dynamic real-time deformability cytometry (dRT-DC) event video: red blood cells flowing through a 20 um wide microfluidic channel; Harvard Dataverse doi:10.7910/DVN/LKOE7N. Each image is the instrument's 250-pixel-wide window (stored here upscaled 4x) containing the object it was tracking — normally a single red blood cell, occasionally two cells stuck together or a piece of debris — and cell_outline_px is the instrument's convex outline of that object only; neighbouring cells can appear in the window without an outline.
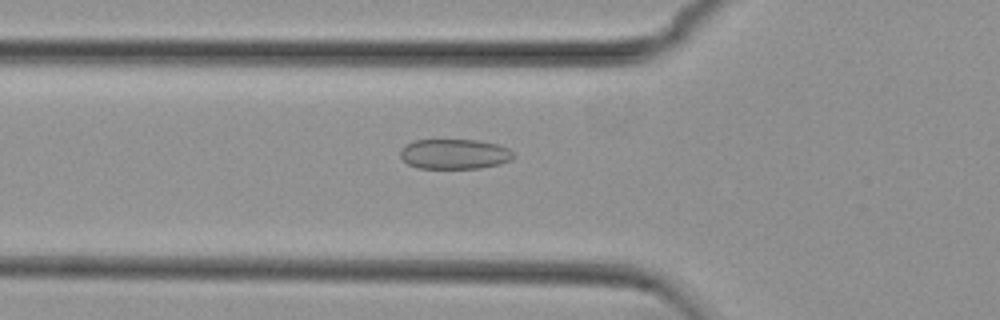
{"species": "common noctule bat (a hibernating species)", "species_latin": "Nyctalus noctula", "temperature_condition": "cold", "stored_images_in_passage": 55, "camera_frame_rate_fps": 3000, "um_per_image_px": 0.085, "animal": {"sex": "female", "body_mass_g": 29.2, "forearm_length_mm": 56.3}, "frame": {"image": 1, "passage_image": 19, "time_ms": 6.0, "image_size_px": [1000, 320], "cell_outline_px": [[516, 156], [512, 160], [500, 164], [480, 168], [420, 168], [408, 164], [400, 156], [400, 148], [404, 144], [416, 140], [476, 140], [496, 144], [508, 148]], "centroid_in_image_um": [38.63, 13.09], "position_along_channel_um": 87.2, "area_um2": 19.88}}
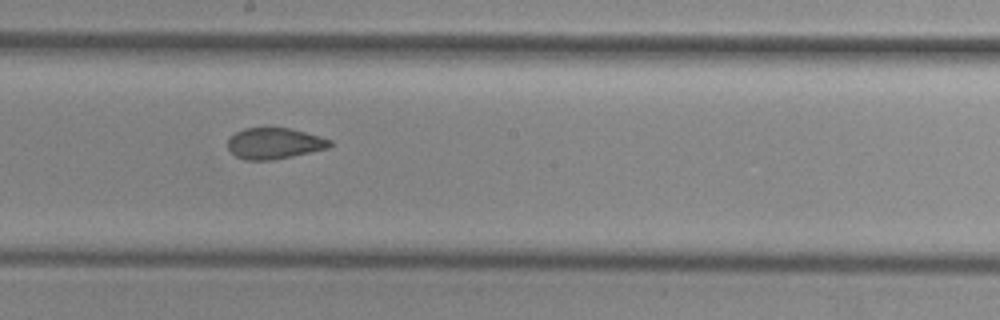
{"frame": {"image": 2, "passage_image": 30, "time_ms": 9.667, "image_size_px": [1000, 320], "cell_outline_px": [[332, 144], [328, 148], [292, 156], [272, 160], [244, 160], [236, 156], [228, 148], [228, 140], [236, 132], [244, 128], [288, 128], [320, 136], [332, 140]], "centroid_in_image_um": [23.32, 12.19], "position_along_channel_um": 224.9, "area_um2": 18.32}}
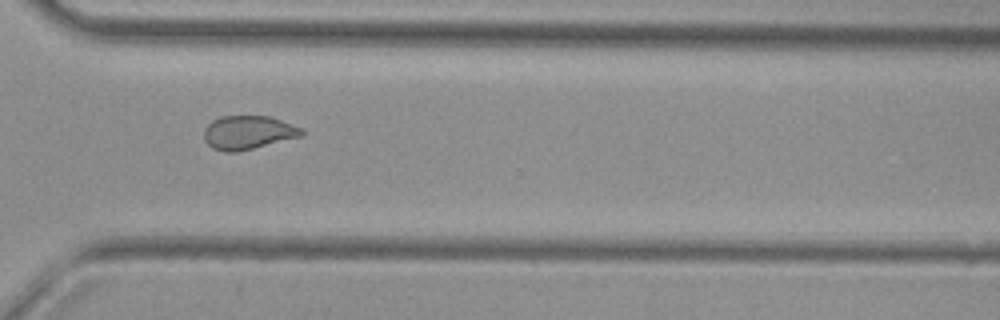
{"frame": {"image": 3, "passage_image": 40, "time_ms": 13.0, "image_size_px": [1000, 320], "cell_outline_px": [[304, 136], [236, 152], [224, 152], [212, 148], [204, 140], [204, 128], [212, 120], [220, 116], [272, 116], [304, 128]], "centroid_in_image_um": [21.12, 11.25], "position_along_channel_um": 349.5, "area_um2": 19.48}, "authors_computed_cell_mechanics": {"area_um2": 19.9988, "velocity_mm_per_s": 3.7437, "shape_relaxation_time_tau1_ms": null, "shape_relaxation_time_tau2_ms": 1.3993, "deformation_change_tau1": null, "deformation_change_tau2": 0.0728}}